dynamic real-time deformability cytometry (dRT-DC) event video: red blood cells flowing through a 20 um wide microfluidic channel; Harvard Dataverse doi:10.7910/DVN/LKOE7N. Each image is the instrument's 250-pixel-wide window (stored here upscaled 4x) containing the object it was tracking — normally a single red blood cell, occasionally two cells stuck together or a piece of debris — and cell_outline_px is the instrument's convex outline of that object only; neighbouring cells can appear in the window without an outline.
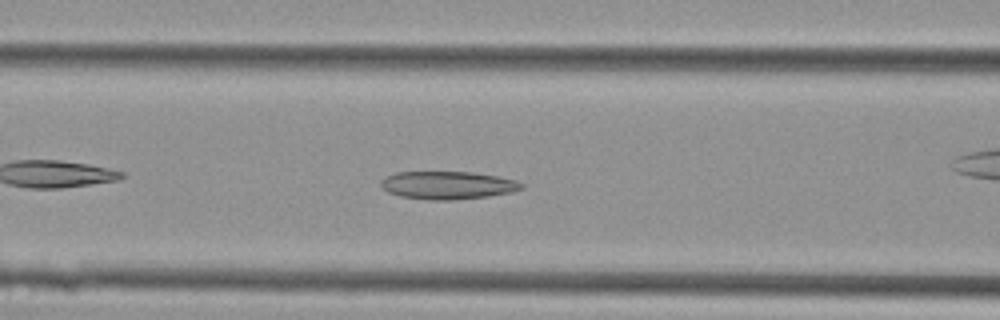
{"species": "Egyptian fruit bat (a non-hibernating species)", "species_latin": "Rousettus aegyptiacus", "temperature_condition": "cold", "stored_images_in_passage": 33, "camera_frame_rate_fps": 3000, "um_per_image_px": 0.085, "animal": {"sex": "female"}, "frame": {"image": 1, "passage_image": 6, "time_ms": 1.667, "image_size_px": [1000, 320], "cell_outline_px": [[524, 188], [512, 192], [488, 196], [452, 200], [428, 200], [400, 196], [388, 192], [380, 184], [380, 180], [396, 172], [472, 172], [500, 176], [516, 180], [524, 184]], "centroid_in_image_um": [38.09, 15.74], "position_along_channel_um": 128.5, "area_um2": 22.95}}